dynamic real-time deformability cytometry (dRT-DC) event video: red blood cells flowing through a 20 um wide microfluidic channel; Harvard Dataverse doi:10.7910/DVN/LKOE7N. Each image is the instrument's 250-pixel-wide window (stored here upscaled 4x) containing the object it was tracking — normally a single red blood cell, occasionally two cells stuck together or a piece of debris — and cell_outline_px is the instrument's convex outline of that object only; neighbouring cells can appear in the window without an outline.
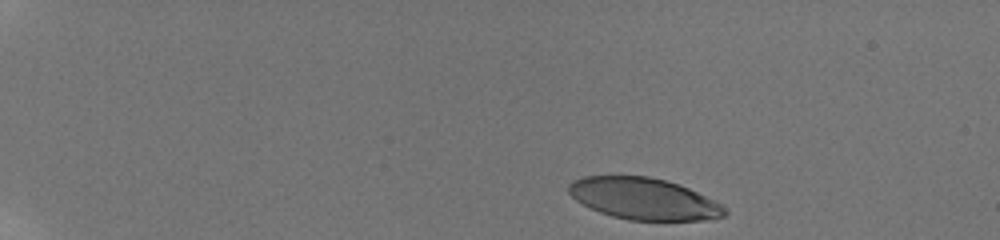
{"species": "human", "species_latin": "Homo sapiens", "temperature_condition": "room temperature", "stored_images_in_passage": 44, "camera_frame_rate_fps": 3000, "um_per_image_px": 0.085, "donor": {"sex": "male"}, "frame": {"image": 1, "passage_image": 1, "time_ms": 0.0, "image_size_px": [1000, 240], "cell_outline_px": [[728, 212], [724, 216], [704, 220], [628, 220], [612, 216], [600, 212], [576, 200], [568, 192], [568, 184], [572, 180], [584, 176], [648, 176], [664, 180], [688, 188], [716, 200], [724, 204]], "centroid_in_image_um": [54.74, 16.89], "position_along_channel_um": 30.3, "area_um2": 37.8}}
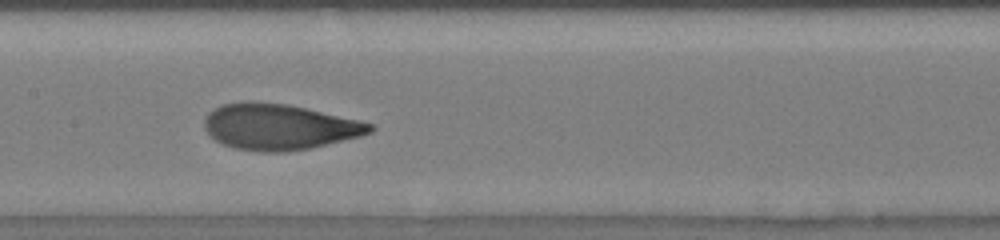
{"frame": {"image": 2, "passage_image": 20, "time_ms": 7.333, "image_size_px": [1000, 240], "cell_outline_px": [[376, 128], [372, 132], [360, 136], [308, 148], [284, 152], [260, 152], [236, 148], [224, 144], [216, 140], [204, 128], [204, 120], [208, 112], [224, 104], [240, 100], [248, 100], [284, 104], [304, 108], [360, 120], [376, 124]], "centroid_in_image_um": [23.73, 10.77], "position_along_channel_um": 183.7, "area_um2": 44.1}}
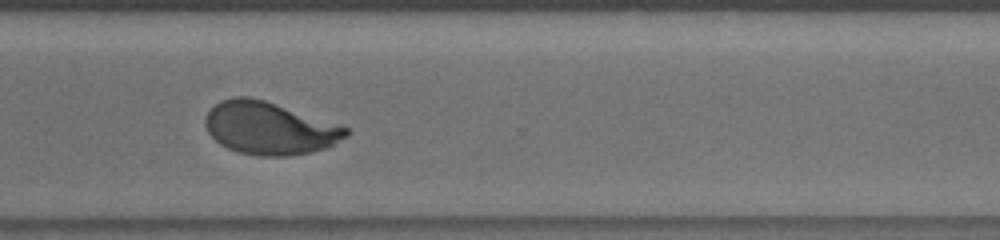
{"frame": {"image": 3, "passage_image": 38, "time_ms": 11.667, "image_size_px": [1000, 240], "cell_outline_px": [[352, 132], [348, 136], [324, 148], [312, 152], [288, 156], [260, 156], [240, 152], [228, 148], [220, 144], [208, 132], [204, 124], [204, 120], [208, 112], [220, 100], [232, 96], [248, 96], [264, 100], [348, 128]], "centroid_in_image_um": [22.87, 10.9], "position_along_channel_um": 347.7, "area_um2": 42.71}, "authors_computed_cell_mechanics": {"area_um2": 43.4367, "velocity_mm_per_s": 3.794, "shape_relaxation_time_tau1_ms": 3.2833, "shape_relaxation_time_tau2_ms": null, "deformation_change_tau1": 0.2077, "deformation_change_tau2": null}}